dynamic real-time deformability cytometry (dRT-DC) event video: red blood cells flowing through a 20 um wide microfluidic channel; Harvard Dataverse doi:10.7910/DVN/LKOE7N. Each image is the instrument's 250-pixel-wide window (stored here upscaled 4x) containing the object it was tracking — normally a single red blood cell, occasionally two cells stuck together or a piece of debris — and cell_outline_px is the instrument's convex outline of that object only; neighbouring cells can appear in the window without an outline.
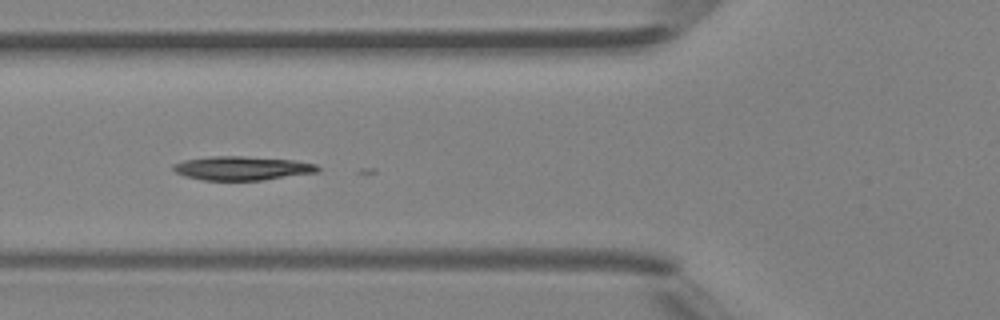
{"species": "Egyptian fruit bat (a non-hibernating species)", "species_latin": "Rousettus aegyptiacus", "temperature_condition": "room temperature", "stored_images_in_passage": 22, "camera_frame_rate_fps": 3000, "um_per_image_px": 0.085, "animal": {"sex": "female"}, "frame": {"image": 1, "passage_image": 19, "time_ms": 6.0, "image_size_px": [1000, 320], "cell_outline_px": [[320, 172], [260, 180], [204, 180], [184, 176], [176, 172], [172, 168], [172, 164], [184, 160], [208, 156], [244, 156], [292, 160], [316, 164], [320, 168]], "centroid_in_image_um": [20.56, 14.29], "position_along_channel_um": 105.2, "area_um2": 20.11}}